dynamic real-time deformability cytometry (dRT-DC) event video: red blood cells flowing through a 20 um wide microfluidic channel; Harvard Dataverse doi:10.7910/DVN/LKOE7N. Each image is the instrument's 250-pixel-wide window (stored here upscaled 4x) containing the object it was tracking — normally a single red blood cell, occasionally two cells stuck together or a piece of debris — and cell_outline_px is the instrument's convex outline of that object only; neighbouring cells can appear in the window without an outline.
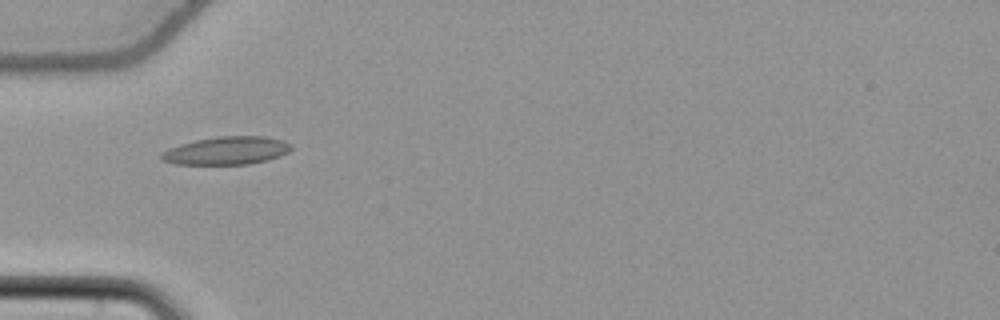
{"species": "common noctule bat (a hibernating species)", "species_latin": "Nyctalus noctula", "temperature_condition": "cold", "stored_images_in_passage": 54, "camera_frame_rate_fps": 3000, "um_per_image_px": 0.085, "animal": {"sex": "female", "body_mass_g": 22.7, "forearm_length_mm": 54.2}, "frame": {"image": 1, "passage_image": 18, "time_ms": 5.667, "image_size_px": [1000, 320], "cell_outline_px": [[292, 148], [288, 152], [280, 156], [268, 160], [248, 164], [176, 164], [160, 160], [160, 152], [168, 148], [180, 144], [196, 140], [216, 136], [264, 136], [284, 140], [292, 144]], "centroid_in_image_um": [19.26, 12.8], "position_along_channel_um": 65.7, "area_um2": 21.39}}
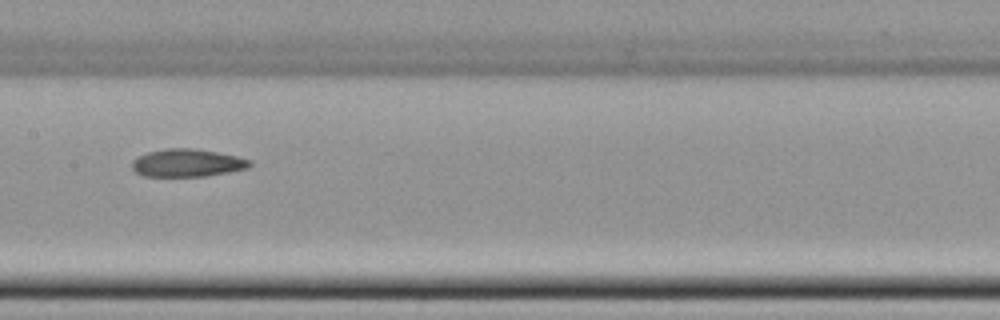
{"frame": {"image": 2, "passage_image": 28, "time_ms": 9.0, "image_size_px": [1000, 320], "cell_outline_px": [[252, 164], [248, 168], [228, 172], [204, 176], [144, 176], [136, 172], [132, 168], [132, 160], [148, 152], [164, 148], [192, 148], [216, 152], [236, 156], [252, 160]], "centroid_in_image_um": [15.92, 13.84], "position_along_channel_um": 191.5, "area_um2": 18.96}}
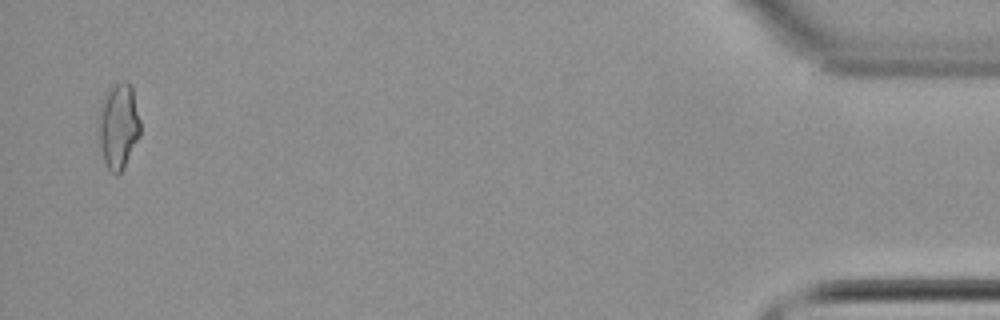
{"frame": {"image": 3, "passage_image": 53, "time_ms": 17.333, "image_size_px": [1000, 320], "cell_outline_px": [[140, 136], [120, 172], [116, 176], [104, 164], [96, 132], [96, 128], [100, 108], [104, 92], [108, 88], [120, 80], [128, 80], [132, 84], [140, 120]], "centroid_in_image_um": [10.03, 10.64], "position_along_channel_um": 425.2, "area_um2": 21.5}, "authors_computed_cell_mechanics": {"area_um2": 19.6809, "velocity_mm_per_s": 3.8131, "shape_relaxation_time_tau1_ms": null, "shape_relaxation_time_tau2_ms": 7.2801, "deformation_change_tau1": null, "deformation_change_tau2": 0.1586}}